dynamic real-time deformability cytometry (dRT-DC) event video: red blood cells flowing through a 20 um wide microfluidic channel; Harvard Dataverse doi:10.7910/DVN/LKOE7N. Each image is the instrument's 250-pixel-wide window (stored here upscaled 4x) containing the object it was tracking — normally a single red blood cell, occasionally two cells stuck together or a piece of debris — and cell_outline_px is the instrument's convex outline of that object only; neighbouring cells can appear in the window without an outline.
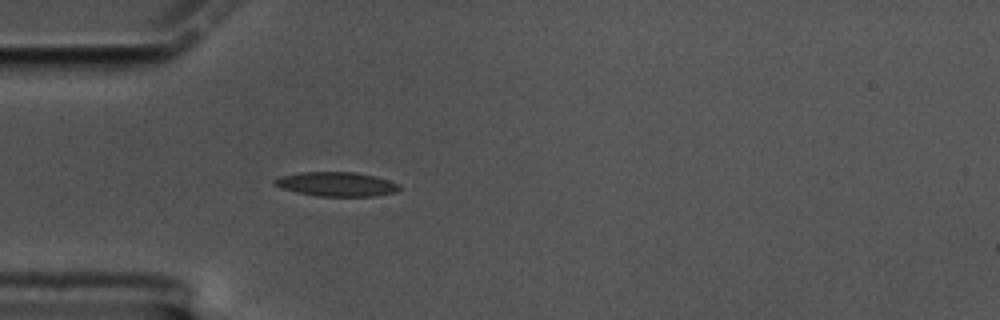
{"species": "common noctule bat (a hibernating species)", "species_latin": "Nyctalus noctula", "temperature_condition": "cold", "stored_images_in_passage": 44, "camera_frame_rate_fps": 3000, "um_per_image_px": 0.085, "animal": {"sex": "male", "body_mass_g": 17.5, "forearm_length_mm": 52.3}, "frame": {"image": 1, "passage_image": 1, "time_ms": 0.0, "image_size_px": [1000, 320], "cell_outline_px": [[400, 188], [396, 192], [372, 196], [316, 196], [296, 192], [280, 188], [272, 184], [272, 180], [280, 176], [300, 172], [356, 172], [388, 180], [400, 184]], "centroid_in_image_um": [28.54, 15.65], "position_along_channel_um": 56.5, "area_um2": 17.69}}
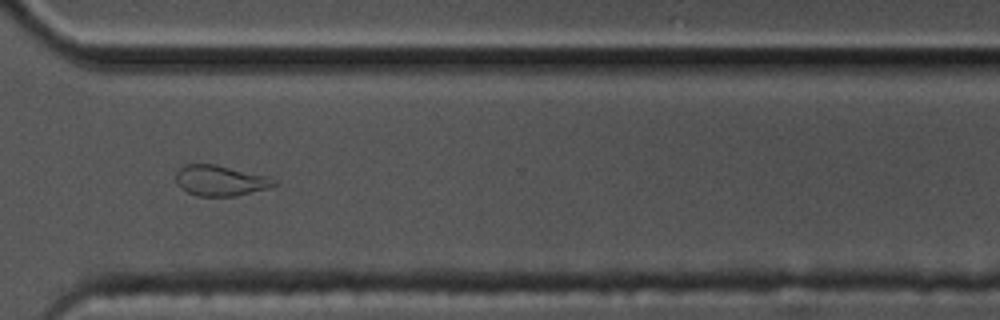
{"frame": {"image": 2, "passage_image": 28, "time_ms": 9.0, "image_size_px": [1000, 320], "cell_outline_px": [[280, 184], [268, 188], [236, 196], [196, 196], [180, 188], [176, 180], [176, 172], [184, 164], [216, 164], [268, 176], [280, 180]], "centroid_in_image_um": [18.78, 15.35], "position_along_channel_um": 351.8, "area_um2": 17.74}}
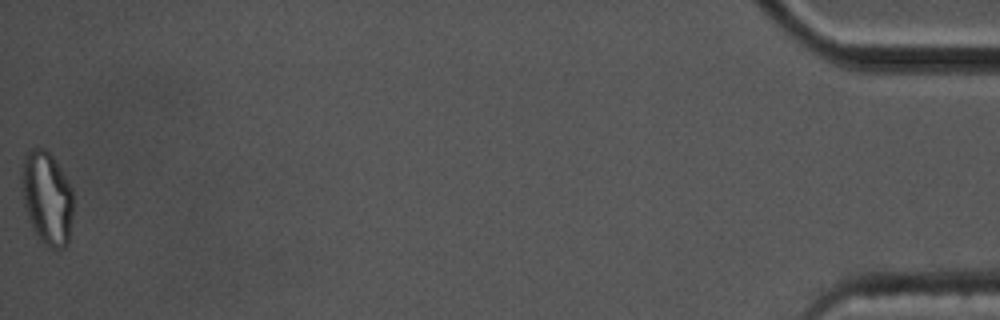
{"frame": {"image": 3, "passage_image": 44, "time_ms": 14.333, "image_size_px": [1000, 320], "cell_outline_px": [[72, 216], [68, 244], [64, 248], [52, 248], [40, 240], [32, 228], [24, 204], [20, 180], [24, 152], [28, 148], [44, 148], [52, 156], [60, 168], [72, 188]], "centroid_in_image_um": [3.97, 16.79], "position_along_channel_um": 431.2, "area_um2": 28.15}, "authors_computed_cell_mechanics": {"area_um2": 17.34, "velocity_mm_per_s": 3.3335, "shape_relaxation_time_tau1_ms": 8.2055, "shape_relaxation_time_tau2_ms": 2.9914, "deformation_change_tau1": 0.1913, "deformation_change_tau2": 0.1019}}